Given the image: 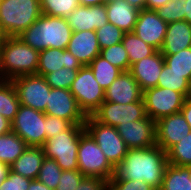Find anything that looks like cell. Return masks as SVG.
Segmentation results:
<instances>
[{
  "label": "cell",
  "instance_id": "6da1fadb",
  "mask_svg": "<svg viewBox=\"0 0 191 190\" xmlns=\"http://www.w3.org/2000/svg\"><path fill=\"white\" fill-rule=\"evenodd\" d=\"M167 165V152L158 145L129 149L123 161L115 167L110 180L144 181L159 190Z\"/></svg>",
  "mask_w": 191,
  "mask_h": 190
},
{
  "label": "cell",
  "instance_id": "7a4b0ae2",
  "mask_svg": "<svg viewBox=\"0 0 191 190\" xmlns=\"http://www.w3.org/2000/svg\"><path fill=\"white\" fill-rule=\"evenodd\" d=\"M73 30L66 18L42 14L36 22L24 30L18 37L37 51L48 48L65 50Z\"/></svg>",
  "mask_w": 191,
  "mask_h": 190
},
{
  "label": "cell",
  "instance_id": "3957f363",
  "mask_svg": "<svg viewBox=\"0 0 191 190\" xmlns=\"http://www.w3.org/2000/svg\"><path fill=\"white\" fill-rule=\"evenodd\" d=\"M39 51L18 36L6 37L0 46V80H12L22 75L37 74Z\"/></svg>",
  "mask_w": 191,
  "mask_h": 190
},
{
  "label": "cell",
  "instance_id": "277c9868",
  "mask_svg": "<svg viewBox=\"0 0 191 190\" xmlns=\"http://www.w3.org/2000/svg\"><path fill=\"white\" fill-rule=\"evenodd\" d=\"M42 15L40 0H0V26L7 37H16Z\"/></svg>",
  "mask_w": 191,
  "mask_h": 190
},
{
  "label": "cell",
  "instance_id": "5b68a950",
  "mask_svg": "<svg viewBox=\"0 0 191 190\" xmlns=\"http://www.w3.org/2000/svg\"><path fill=\"white\" fill-rule=\"evenodd\" d=\"M84 125L72 124L67 130L49 138L42 146L46 158L54 159L62 170L78 169V148Z\"/></svg>",
  "mask_w": 191,
  "mask_h": 190
},
{
  "label": "cell",
  "instance_id": "8992f818",
  "mask_svg": "<svg viewBox=\"0 0 191 190\" xmlns=\"http://www.w3.org/2000/svg\"><path fill=\"white\" fill-rule=\"evenodd\" d=\"M77 159L78 170L85 177L109 181L114 176L115 168L86 131L80 137Z\"/></svg>",
  "mask_w": 191,
  "mask_h": 190
},
{
  "label": "cell",
  "instance_id": "52a82bcc",
  "mask_svg": "<svg viewBox=\"0 0 191 190\" xmlns=\"http://www.w3.org/2000/svg\"><path fill=\"white\" fill-rule=\"evenodd\" d=\"M84 126L114 168L123 161L129 148L116 127L99 123L92 116H87Z\"/></svg>",
  "mask_w": 191,
  "mask_h": 190
},
{
  "label": "cell",
  "instance_id": "ba28073f",
  "mask_svg": "<svg viewBox=\"0 0 191 190\" xmlns=\"http://www.w3.org/2000/svg\"><path fill=\"white\" fill-rule=\"evenodd\" d=\"M70 92L86 116H92L105 99V90L97 82L89 66H82L78 70Z\"/></svg>",
  "mask_w": 191,
  "mask_h": 190
},
{
  "label": "cell",
  "instance_id": "9c48e42d",
  "mask_svg": "<svg viewBox=\"0 0 191 190\" xmlns=\"http://www.w3.org/2000/svg\"><path fill=\"white\" fill-rule=\"evenodd\" d=\"M16 133L28 146L42 147L45 143L46 114L21 105L11 122Z\"/></svg>",
  "mask_w": 191,
  "mask_h": 190
},
{
  "label": "cell",
  "instance_id": "30bf717a",
  "mask_svg": "<svg viewBox=\"0 0 191 190\" xmlns=\"http://www.w3.org/2000/svg\"><path fill=\"white\" fill-rule=\"evenodd\" d=\"M16 90L21 105L45 112L51 86L44 76L22 75L10 80Z\"/></svg>",
  "mask_w": 191,
  "mask_h": 190
},
{
  "label": "cell",
  "instance_id": "8fae6325",
  "mask_svg": "<svg viewBox=\"0 0 191 190\" xmlns=\"http://www.w3.org/2000/svg\"><path fill=\"white\" fill-rule=\"evenodd\" d=\"M146 115L157 121L162 117L180 112L186 97L169 88L154 87L143 91Z\"/></svg>",
  "mask_w": 191,
  "mask_h": 190
},
{
  "label": "cell",
  "instance_id": "7c38bea8",
  "mask_svg": "<svg viewBox=\"0 0 191 190\" xmlns=\"http://www.w3.org/2000/svg\"><path fill=\"white\" fill-rule=\"evenodd\" d=\"M92 117L99 123L117 128L121 124L144 119L147 115L144 101L129 104L103 101Z\"/></svg>",
  "mask_w": 191,
  "mask_h": 190
},
{
  "label": "cell",
  "instance_id": "4fadbf2b",
  "mask_svg": "<svg viewBox=\"0 0 191 190\" xmlns=\"http://www.w3.org/2000/svg\"><path fill=\"white\" fill-rule=\"evenodd\" d=\"M44 113L78 125L87 119L70 90L61 88H51Z\"/></svg>",
  "mask_w": 191,
  "mask_h": 190
},
{
  "label": "cell",
  "instance_id": "5bb4252c",
  "mask_svg": "<svg viewBox=\"0 0 191 190\" xmlns=\"http://www.w3.org/2000/svg\"><path fill=\"white\" fill-rule=\"evenodd\" d=\"M168 23L155 10H140L133 32L157 51L163 46Z\"/></svg>",
  "mask_w": 191,
  "mask_h": 190
},
{
  "label": "cell",
  "instance_id": "9a60e30c",
  "mask_svg": "<svg viewBox=\"0 0 191 190\" xmlns=\"http://www.w3.org/2000/svg\"><path fill=\"white\" fill-rule=\"evenodd\" d=\"M117 130L129 149L148 148L156 145V121L148 116L121 124Z\"/></svg>",
  "mask_w": 191,
  "mask_h": 190
},
{
  "label": "cell",
  "instance_id": "2e32d148",
  "mask_svg": "<svg viewBox=\"0 0 191 190\" xmlns=\"http://www.w3.org/2000/svg\"><path fill=\"white\" fill-rule=\"evenodd\" d=\"M190 133V126L181 111L156 121V145L165 152Z\"/></svg>",
  "mask_w": 191,
  "mask_h": 190
},
{
  "label": "cell",
  "instance_id": "e0dca14e",
  "mask_svg": "<svg viewBox=\"0 0 191 190\" xmlns=\"http://www.w3.org/2000/svg\"><path fill=\"white\" fill-rule=\"evenodd\" d=\"M73 32L95 31L108 23L105 4L94 6L79 5L66 18Z\"/></svg>",
  "mask_w": 191,
  "mask_h": 190
},
{
  "label": "cell",
  "instance_id": "ac0fdd59",
  "mask_svg": "<svg viewBox=\"0 0 191 190\" xmlns=\"http://www.w3.org/2000/svg\"><path fill=\"white\" fill-rule=\"evenodd\" d=\"M164 63V56L160 51H156L151 56L131 65L129 72L139 84L142 92L157 87Z\"/></svg>",
  "mask_w": 191,
  "mask_h": 190
},
{
  "label": "cell",
  "instance_id": "d6986e66",
  "mask_svg": "<svg viewBox=\"0 0 191 190\" xmlns=\"http://www.w3.org/2000/svg\"><path fill=\"white\" fill-rule=\"evenodd\" d=\"M143 92L132 74L122 72L114 82L105 90L104 101L118 104H129L143 101Z\"/></svg>",
  "mask_w": 191,
  "mask_h": 190
},
{
  "label": "cell",
  "instance_id": "ffe728a7",
  "mask_svg": "<svg viewBox=\"0 0 191 190\" xmlns=\"http://www.w3.org/2000/svg\"><path fill=\"white\" fill-rule=\"evenodd\" d=\"M66 49L82 66H88L101 51L96 32L91 30L73 32Z\"/></svg>",
  "mask_w": 191,
  "mask_h": 190
},
{
  "label": "cell",
  "instance_id": "44dd1931",
  "mask_svg": "<svg viewBox=\"0 0 191 190\" xmlns=\"http://www.w3.org/2000/svg\"><path fill=\"white\" fill-rule=\"evenodd\" d=\"M63 67L80 69L82 65L67 49L48 48L39 52L37 75L45 76Z\"/></svg>",
  "mask_w": 191,
  "mask_h": 190
},
{
  "label": "cell",
  "instance_id": "7402d4cb",
  "mask_svg": "<svg viewBox=\"0 0 191 190\" xmlns=\"http://www.w3.org/2000/svg\"><path fill=\"white\" fill-rule=\"evenodd\" d=\"M191 47V24L185 20L169 23L160 52L173 55Z\"/></svg>",
  "mask_w": 191,
  "mask_h": 190
},
{
  "label": "cell",
  "instance_id": "603a6c76",
  "mask_svg": "<svg viewBox=\"0 0 191 190\" xmlns=\"http://www.w3.org/2000/svg\"><path fill=\"white\" fill-rule=\"evenodd\" d=\"M108 22L122 31L133 32L140 10L129 4L126 0H108L105 3Z\"/></svg>",
  "mask_w": 191,
  "mask_h": 190
},
{
  "label": "cell",
  "instance_id": "cb8c5ba5",
  "mask_svg": "<svg viewBox=\"0 0 191 190\" xmlns=\"http://www.w3.org/2000/svg\"><path fill=\"white\" fill-rule=\"evenodd\" d=\"M45 159L42 147L28 146L22 155L10 166V170L28 179H37Z\"/></svg>",
  "mask_w": 191,
  "mask_h": 190
},
{
  "label": "cell",
  "instance_id": "d4e9b609",
  "mask_svg": "<svg viewBox=\"0 0 191 190\" xmlns=\"http://www.w3.org/2000/svg\"><path fill=\"white\" fill-rule=\"evenodd\" d=\"M159 190H191L189 169L168 164Z\"/></svg>",
  "mask_w": 191,
  "mask_h": 190
},
{
  "label": "cell",
  "instance_id": "484cf974",
  "mask_svg": "<svg viewBox=\"0 0 191 190\" xmlns=\"http://www.w3.org/2000/svg\"><path fill=\"white\" fill-rule=\"evenodd\" d=\"M28 145L14 132L0 135V161L11 166Z\"/></svg>",
  "mask_w": 191,
  "mask_h": 190
},
{
  "label": "cell",
  "instance_id": "4316f807",
  "mask_svg": "<svg viewBox=\"0 0 191 190\" xmlns=\"http://www.w3.org/2000/svg\"><path fill=\"white\" fill-rule=\"evenodd\" d=\"M20 101L9 80H0V115L12 122L18 112Z\"/></svg>",
  "mask_w": 191,
  "mask_h": 190
},
{
  "label": "cell",
  "instance_id": "83f0119b",
  "mask_svg": "<svg viewBox=\"0 0 191 190\" xmlns=\"http://www.w3.org/2000/svg\"><path fill=\"white\" fill-rule=\"evenodd\" d=\"M122 44L128 53L130 67L137 61L149 57L157 51L140 39L134 32L124 33Z\"/></svg>",
  "mask_w": 191,
  "mask_h": 190
},
{
  "label": "cell",
  "instance_id": "f1b7e54d",
  "mask_svg": "<svg viewBox=\"0 0 191 190\" xmlns=\"http://www.w3.org/2000/svg\"><path fill=\"white\" fill-rule=\"evenodd\" d=\"M157 87L172 89L185 97L190 96V82L187 80V74L172 71L165 63L159 75Z\"/></svg>",
  "mask_w": 191,
  "mask_h": 190
},
{
  "label": "cell",
  "instance_id": "f546056e",
  "mask_svg": "<svg viewBox=\"0 0 191 190\" xmlns=\"http://www.w3.org/2000/svg\"><path fill=\"white\" fill-rule=\"evenodd\" d=\"M88 66L91 68L95 79L104 90H106L123 72L100 55L95 57Z\"/></svg>",
  "mask_w": 191,
  "mask_h": 190
},
{
  "label": "cell",
  "instance_id": "4dcf8cb0",
  "mask_svg": "<svg viewBox=\"0 0 191 190\" xmlns=\"http://www.w3.org/2000/svg\"><path fill=\"white\" fill-rule=\"evenodd\" d=\"M168 164L187 167L191 165V133L167 151Z\"/></svg>",
  "mask_w": 191,
  "mask_h": 190
},
{
  "label": "cell",
  "instance_id": "1f68e13d",
  "mask_svg": "<svg viewBox=\"0 0 191 190\" xmlns=\"http://www.w3.org/2000/svg\"><path fill=\"white\" fill-rule=\"evenodd\" d=\"M78 6L77 0H40L41 13L48 16L67 18Z\"/></svg>",
  "mask_w": 191,
  "mask_h": 190
},
{
  "label": "cell",
  "instance_id": "d6a6232c",
  "mask_svg": "<svg viewBox=\"0 0 191 190\" xmlns=\"http://www.w3.org/2000/svg\"><path fill=\"white\" fill-rule=\"evenodd\" d=\"M100 56H102L110 64L116 66L123 72H127L130 70L128 53L125 50L122 42L101 49Z\"/></svg>",
  "mask_w": 191,
  "mask_h": 190
},
{
  "label": "cell",
  "instance_id": "836d02e7",
  "mask_svg": "<svg viewBox=\"0 0 191 190\" xmlns=\"http://www.w3.org/2000/svg\"><path fill=\"white\" fill-rule=\"evenodd\" d=\"M62 169L54 159L46 158L41 165L37 180L45 184L48 188L55 190L62 175Z\"/></svg>",
  "mask_w": 191,
  "mask_h": 190
},
{
  "label": "cell",
  "instance_id": "e575fe53",
  "mask_svg": "<svg viewBox=\"0 0 191 190\" xmlns=\"http://www.w3.org/2000/svg\"><path fill=\"white\" fill-rule=\"evenodd\" d=\"M165 64L168 65L172 71L177 73L187 74V80H191V47L181 50L173 55H163Z\"/></svg>",
  "mask_w": 191,
  "mask_h": 190
},
{
  "label": "cell",
  "instance_id": "d590c367",
  "mask_svg": "<svg viewBox=\"0 0 191 190\" xmlns=\"http://www.w3.org/2000/svg\"><path fill=\"white\" fill-rule=\"evenodd\" d=\"M99 48L104 49L122 42L124 31L110 22L95 30Z\"/></svg>",
  "mask_w": 191,
  "mask_h": 190
},
{
  "label": "cell",
  "instance_id": "8d00e7d4",
  "mask_svg": "<svg viewBox=\"0 0 191 190\" xmlns=\"http://www.w3.org/2000/svg\"><path fill=\"white\" fill-rule=\"evenodd\" d=\"M79 69L61 68L57 71L46 74L44 77L51 88L70 90Z\"/></svg>",
  "mask_w": 191,
  "mask_h": 190
},
{
  "label": "cell",
  "instance_id": "74e56055",
  "mask_svg": "<svg viewBox=\"0 0 191 190\" xmlns=\"http://www.w3.org/2000/svg\"><path fill=\"white\" fill-rule=\"evenodd\" d=\"M184 2L186 0H170L155 11L168 24L184 20Z\"/></svg>",
  "mask_w": 191,
  "mask_h": 190
},
{
  "label": "cell",
  "instance_id": "f35d334b",
  "mask_svg": "<svg viewBox=\"0 0 191 190\" xmlns=\"http://www.w3.org/2000/svg\"><path fill=\"white\" fill-rule=\"evenodd\" d=\"M85 176L77 170H63L55 190H76Z\"/></svg>",
  "mask_w": 191,
  "mask_h": 190
},
{
  "label": "cell",
  "instance_id": "ab89813d",
  "mask_svg": "<svg viewBox=\"0 0 191 190\" xmlns=\"http://www.w3.org/2000/svg\"><path fill=\"white\" fill-rule=\"evenodd\" d=\"M71 125L72 123L70 121L46 115L45 141L61 134V132L67 130Z\"/></svg>",
  "mask_w": 191,
  "mask_h": 190
},
{
  "label": "cell",
  "instance_id": "60d3db41",
  "mask_svg": "<svg viewBox=\"0 0 191 190\" xmlns=\"http://www.w3.org/2000/svg\"><path fill=\"white\" fill-rule=\"evenodd\" d=\"M108 190H156L151 185L139 180H109Z\"/></svg>",
  "mask_w": 191,
  "mask_h": 190
},
{
  "label": "cell",
  "instance_id": "b9f144b4",
  "mask_svg": "<svg viewBox=\"0 0 191 190\" xmlns=\"http://www.w3.org/2000/svg\"><path fill=\"white\" fill-rule=\"evenodd\" d=\"M31 179L9 171L7 178L2 182L0 190H28Z\"/></svg>",
  "mask_w": 191,
  "mask_h": 190
},
{
  "label": "cell",
  "instance_id": "7bdbcfd3",
  "mask_svg": "<svg viewBox=\"0 0 191 190\" xmlns=\"http://www.w3.org/2000/svg\"><path fill=\"white\" fill-rule=\"evenodd\" d=\"M76 190H108V181L97 177H84Z\"/></svg>",
  "mask_w": 191,
  "mask_h": 190
},
{
  "label": "cell",
  "instance_id": "ee69618b",
  "mask_svg": "<svg viewBox=\"0 0 191 190\" xmlns=\"http://www.w3.org/2000/svg\"><path fill=\"white\" fill-rule=\"evenodd\" d=\"M181 113L191 129V96L186 97L184 105L182 106Z\"/></svg>",
  "mask_w": 191,
  "mask_h": 190
},
{
  "label": "cell",
  "instance_id": "f6af8a7d",
  "mask_svg": "<svg viewBox=\"0 0 191 190\" xmlns=\"http://www.w3.org/2000/svg\"><path fill=\"white\" fill-rule=\"evenodd\" d=\"M11 131H12L11 122L0 115V135L7 134Z\"/></svg>",
  "mask_w": 191,
  "mask_h": 190
},
{
  "label": "cell",
  "instance_id": "bcb514c9",
  "mask_svg": "<svg viewBox=\"0 0 191 190\" xmlns=\"http://www.w3.org/2000/svg\"><path fill=\"white\" fill-rule=\"evenodd\" d=\"M170 0H146L147 10H157L158 8L165 5Z\"/></svg>",
  "mask_w": 191,
  "mask_h": 190
},
{
  "label": "cell",
  "instance_id": "7dc6e473",
  "mask_svg": "<svg viewBox=\"0 0 191 190\" xmlns=\"http://www.w3.org/2000/svg\"><path fill=\"white\" fill-rule=\"evenodd\" d=\"M28 190H52L48 188L45 184L38 181L37 179H33L30 182Z\"/></svg>",
  "mask_w": 191,
  "mask_h": 190
},
{
  "label": "cell",
  "instance_id": "c3c4849f",
  "mask_svg": "<svg viewBox=\"0 0 191 190\" xmlns=\"http://www.w3.org/2000/svg\"><path fill=\"white\" fill-rule=\"evenodd\" d=\"M10 171V166L0 161V186L2 182L7 178Z\"/></svg>",
  "mask_w": 191,
  "mask_h": 190
},
{
  "label": "cell",
  "instance_id": "681fc988",
  "mask_svg": "<svg viewBox=\"0 0 191 190\" xmlns=\"http://www.w3.org/2000/svg\"><path fill=\"white\" fill-rule=\"evenodd\" d=\"M184 20L191 24V0L184 2Z\"/></svg>",
  "mask_w": 191,
  "mask_h": 190
},
{
  "label": "cell",
  "instance_id": "f907efd6",
  "mask_svg": "<svg viewBox=\"0 0 191 190\" xmlns=\"http://www.w3.org/2000/svg\"><path fill=\"white\" fill-rule=\"evenodd\" d=\"M79 5L83 6H94L105 4L108 0H77Z\"/></svg>",
  "mask_w": 191,
  "mask_h": 190
},
{
  "label": "cell",
  "instance_id": "816d5d0a",
  "mask_svg": "<svg viewBox=\"0 0 191 190\" xmlns=\"http://www.w3.org/2000/svg\"><path fill=\"white\" fill-rule=\"evenodd\" d=\"M129 4L138 10L146 9V0H126Z\"/></svg>",
  "mask_w": 191,
  "mask_h": 190
},
{
  "label": "cell",
  "instance_id": "f5cc1de1",
  "mask_svg": "<svg viewBox=\"0 0 191 190\" xmlns=\"http://www.w3.org/2000/svg\"><path fill=\"white\" fill-rule=\"evenodd\" d=\"M6 37L7 36L5 35L4 31L2 30V28L0 26V46L4 43Z\"/></svg>",
  "mask_w": 191,
  "mask_h": 190
},
{
  "label": "cell",
  "instance_id": "db71d44e",
  "mask_svg": "<svg viewBox=\"0 0 191 190\" xmlns=\"http://www.w3.org/2000/svg\"><path fill=\"white\" fill-rule=\"evenodd\" d=\"M187 168L189 169L190 179H191V165L187 166Z\"/></svg>",
  "mask_w": 191,
  "mask_h": 190
},
{
  "label": "cell",
  "instance_id": "11a10c76",
  "mask_svg": "<svg viewBox=\"0 0 191 190\" xmlns=\"http://www.w3.org/2000/svg\"><path fill=\"white\" fill-rule=\"evenodd\" d=\"M190 96H191V80H190Z\"/></svg>",
  "mask_w": 191,
  "mask_h": 190
}]
</instances>
